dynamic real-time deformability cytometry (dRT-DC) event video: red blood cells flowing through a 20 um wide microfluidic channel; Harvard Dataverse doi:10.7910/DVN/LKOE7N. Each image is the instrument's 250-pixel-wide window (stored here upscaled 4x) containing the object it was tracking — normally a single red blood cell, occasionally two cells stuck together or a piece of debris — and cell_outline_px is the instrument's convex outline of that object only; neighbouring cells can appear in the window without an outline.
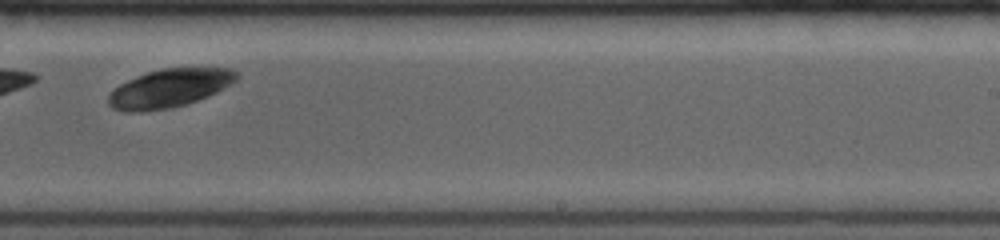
{"species": "common noctule bat (a hibernating species)", "species_latin": "Nyctalus noctula", "temperature_condition": "room temperature", "stored_images_in_passage": 19, "camera_frame_rate_fps": 4000, "um_per_image_px": 0.085, "animal": {"sex": "female", "body_mass_g": 19.0, "forearm_length_mm": 53.3}, "frame": {"image": 1, "passage_image": 9, "time_ms": 5.5, "image_size_px": [1000, 240], "cell_outline_px": [[240, 76], [236, 80], [216, 92], [208, 96], [172, 108], [140, 112], [124, 112], [112, 108], [108, 104], [108, 96], [112, 88], [128, 80], [148, 72], [160, 68], [232, 68]], "centroid_in_image_um": [14.36, 7.5], "position_along_channel_um": 274.6, "area_um2": 28.67}}